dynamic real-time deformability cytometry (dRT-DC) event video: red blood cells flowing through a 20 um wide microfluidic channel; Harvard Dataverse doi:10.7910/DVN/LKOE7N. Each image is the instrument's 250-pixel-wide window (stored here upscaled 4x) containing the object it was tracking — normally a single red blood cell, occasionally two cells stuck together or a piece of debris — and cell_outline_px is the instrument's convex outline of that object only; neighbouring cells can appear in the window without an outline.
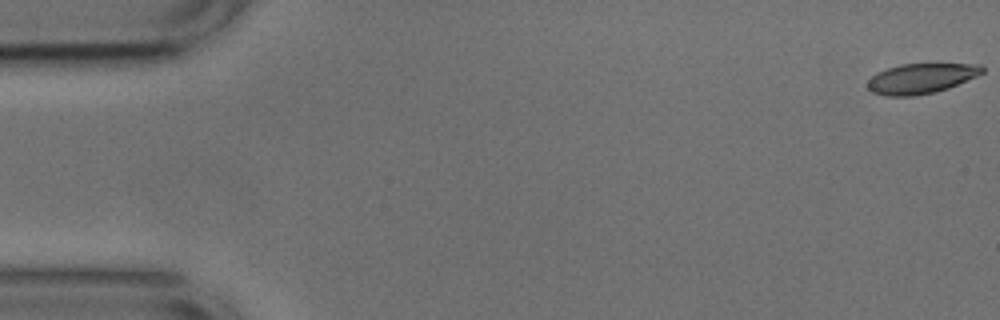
{"species": "common noctule bat (a hibernating species)", "species_latin": "Nyctalus noctula", "temperature_condition": "cold", "stored_images_in_passage": 10, "camera_frame_rate_fps": 3000, "um_per_image_px": 0.085, "animal": {"sex": "male", "body_mass_g": 17.9, "forearm_length_mm": 54.2}, "frame": {"image": 1, "passage_image": 1, "time_ms": 0.0, "image_size_px": [1000, 320], "cell_outline_px": [[984, 72], [976, 76], [948, 88], [936, 92], [916, 96], [888, 96], [872, 92], [868, 88], [868, 80], [876, 72], [900, 64], [980, 64], [984, 68]], "centroid_in_image_um": [78.28, 6.67], "position_along_channel_um": 6.7, "area_um2": 20.06}}